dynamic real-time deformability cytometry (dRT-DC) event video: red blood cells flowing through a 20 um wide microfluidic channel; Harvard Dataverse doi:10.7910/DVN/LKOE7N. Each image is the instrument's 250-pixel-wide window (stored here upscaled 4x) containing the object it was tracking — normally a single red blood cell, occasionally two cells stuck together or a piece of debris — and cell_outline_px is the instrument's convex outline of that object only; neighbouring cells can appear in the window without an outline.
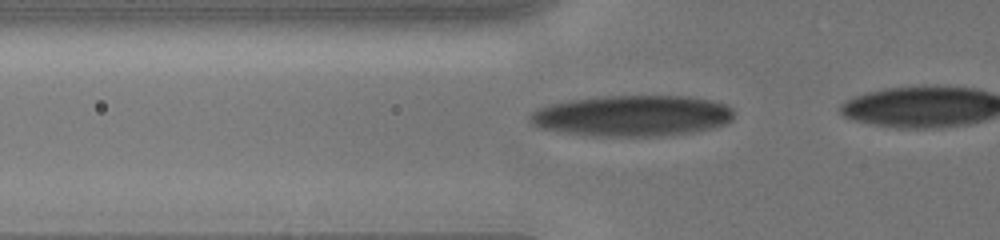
{"species": "human", "species_latin": "Homo sapiens", "temperature_condition": "cold", "stored_images_in_passage": 34, "camera_frame_rate_fps": 3000, "um_per_image_px": 0.085, "donor": {"sex": "male"}, "frame": {"image": 1, "passage_image": 24, "time_ms": 5.0, "image_size_px": [1000, 240], "cell_outline_px": [[732, 120], [728, 124], [712, 128], [692, 132], [664, 136], [592, 136], [560, 132], [540, 128], [532, 124], [528, 120], [528, 116], [536, 108], [548, 104], [568, 100], [600, 96], [688, 96], [712, 100], [728, 104], [732, 108]], "centroid_in_image_um": [53.72, 9.84], "position_along_channel_um": 72.1, "area_um2": 49.36}}
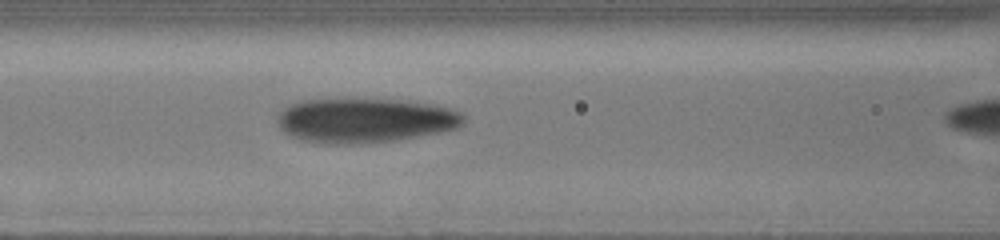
{"frame": {"image": 2, "passage_image": 32, "time_ms": 6.667, "image_size_px": [1000, 240], "cell_outline_px": [[464, 120], [460, 128], [440, 132], [396, 140], [352, 144], [328, 144], [304, 140], [288, 136], [280, 128], [276, 120], [276, 116], [288, 104], [300, 100], [408, 100], [436, 104], [460, 112], [464, 116]], "centroid_in_image_um": [31.01, 10.24], "position_along_channel_um": 135.6, "area_um2": 48.44}}